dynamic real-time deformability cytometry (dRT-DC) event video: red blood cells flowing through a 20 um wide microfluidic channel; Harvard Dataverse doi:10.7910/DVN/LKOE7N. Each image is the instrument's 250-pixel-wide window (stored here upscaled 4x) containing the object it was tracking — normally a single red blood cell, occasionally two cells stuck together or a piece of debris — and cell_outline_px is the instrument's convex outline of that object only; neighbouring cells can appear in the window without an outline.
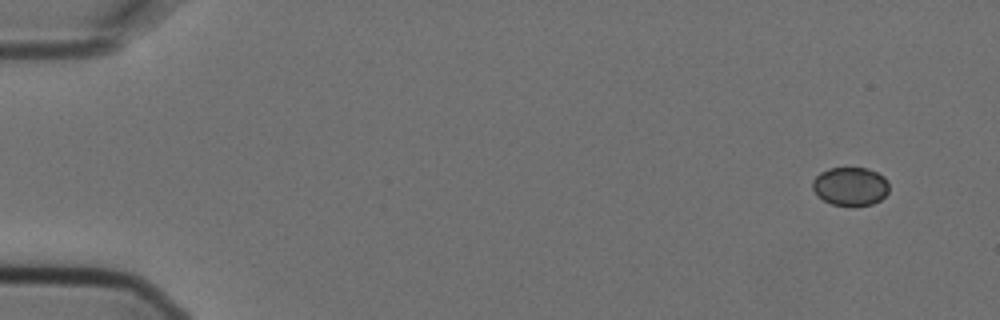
{"species": "Egyptian fruit bat (a non-hibernating species)", "species_latin": "Rousettus aegyptiacus", "temperature_condition": "cold", "stored_images_in_passage": 4, "camera_frame_rate_fps": 3000, "um_per_image_px": 0.085, "animal": {"sex": "female"}, "frame": {"image": 1, "passage_image": 1, "time_ms": 0.0, "image_size_px": [1000, 320], "cell_outline_px": [[888, 192], [880, 200], [872, 204], [832, 204], [824, 200], [812, 188], [812, 180], [820, 172], [828, 168], [868, 168], [884, 176], [888, 180]], "centroid_in_image_um": [72.29, 15.8], "position_along_channel_um": 12.7, "area_um2": 16.88}}
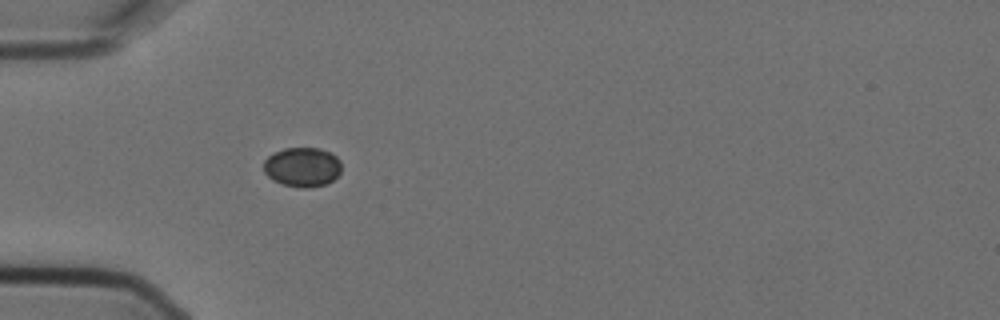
{"frame": {"image": 2, "passage_image": 4, "time_ms": 1.0, "image_size_px": [1000, 320], "cell_outline_px": [[340, 172], [332, 180], [324, 184], [308, 188], [300, 188], [284, 184], [272, 180], [264, 172], [264, 160], [268, 156], [284, 148], [320, 148], [336, 156], [340, 160]], "centroid_in_image_um": [25.68, 14.2], "position_along_channel_um": 59.3, "area_um2": 17.74}}